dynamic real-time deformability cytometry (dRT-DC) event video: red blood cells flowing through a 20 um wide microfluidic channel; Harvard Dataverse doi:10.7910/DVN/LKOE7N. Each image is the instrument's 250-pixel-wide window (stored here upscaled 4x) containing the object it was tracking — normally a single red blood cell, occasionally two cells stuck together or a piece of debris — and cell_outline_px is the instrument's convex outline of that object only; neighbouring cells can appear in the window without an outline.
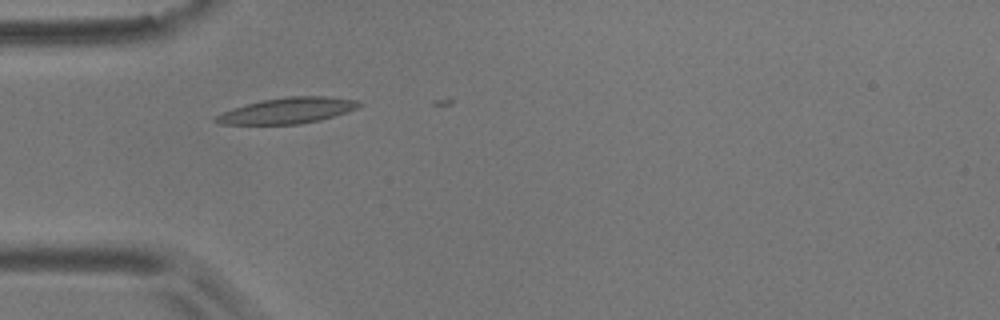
{"species": "common noctule bat (a hibernating species)", "species_latin": "Nyctalus noctula", "temperature_condition": "room temperature", "stored_images_in_passage": 5, "camera_frame_rate_fps": 3000, "um_per_image_px": 0.085, "animal": {"sex": "male", "body_mass_g": 17.9}, "frame": {"image": 1, "passage_image": 2, "time_ms": 0.333, "image_size_px": [1000, 320], "cell_outline_px": [[364, 104], [348, 112], [320, 120], [300, 124], [220, 124], [212, 120], [216, 116], [232, 108], [264, 100], [288, 96], [324, 96], [356, 100]], "centroid_in_image_um": [24.46, 9.4], "position_along_channel_um": 60.5, "area_um2": 21.39}}